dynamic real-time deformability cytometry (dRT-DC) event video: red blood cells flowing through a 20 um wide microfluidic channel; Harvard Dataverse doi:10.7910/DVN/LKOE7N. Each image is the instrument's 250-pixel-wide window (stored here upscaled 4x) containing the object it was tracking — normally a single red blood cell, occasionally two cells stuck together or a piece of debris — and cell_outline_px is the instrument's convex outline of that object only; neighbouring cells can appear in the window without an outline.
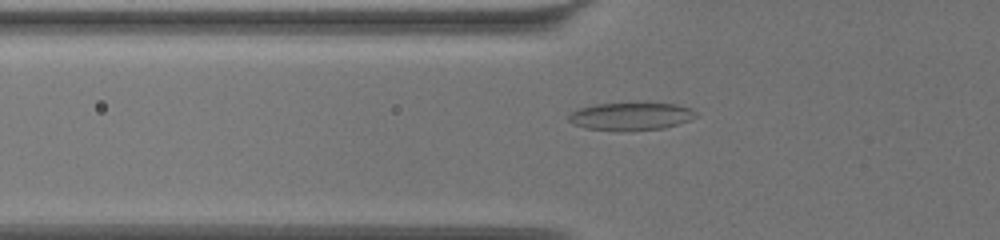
{"species": "common noctule bat (a hibernating species)", "species_latin": "Nyctalus noctula", "temperature_condition": "warm", "stored_images_in_passage": 44, "camera_frame_rate_fps": 3000, "um_per_image_px": 0.085, "animal": {"sex": "female", "body_mass_g": 19.5, "forearm_length_mm": 54.1}, "frame": {"image": 1, "passage_image": 4, "time_ms": 1.0, "image_size_px": [1000, 240], "cell_outline_px": [[696, 116], [688, 120], [664, 128], [584, 128], [572, 124], [568, 120], [568, 116], [572, 112], [580, 108], [596, 104], [676, 104], [692, 108], [696, 112]], "centroid_in_image_um": [53.62, 9.85], "position_along_channel_um": 72.2, "area_um2": 19.31}}
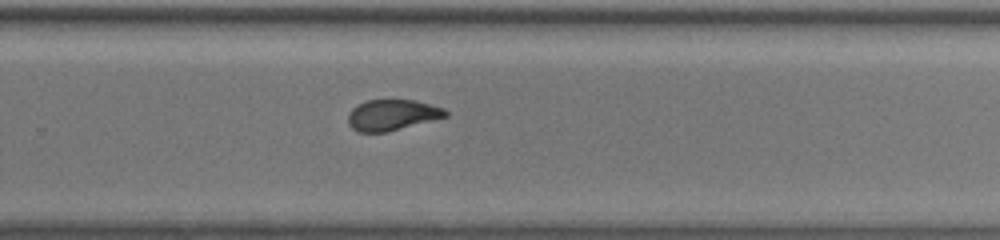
{"frame": {"image": 2, "passage_image": 24, "time_ms": 7.667, "image_size_px": [1000, 240], "cell_outline_px": [[448, 116], [388, 132], [360, 132], [352, 128], [348, 124], [348, 112], [356, 104], [368, 100], [416, 100], [444, 108], [448, 112]], "centroid_in_image_um": [33.32, 9.77], "position_along_channel_um": 296.5, "area_um2": 17.63}}
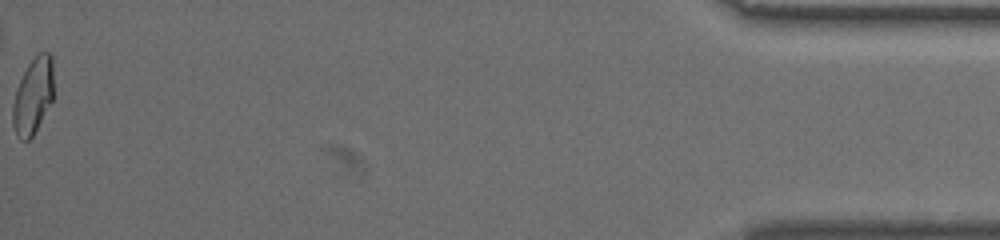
{"frame": {"image": 3, "passage_image": 44, "time_ms": 14.333, "image_size_px": [1000, 240], "cell_outline_px": [[52, 100], [32, 136], [28, 140], [20, 140], [16, 136], [12, 124], [12, 108], [16, 92], [20, 80], [28, 64], [40, 52], [48, 52], [52, 56]], "centroid_in_image_um": [2.78, 8.17], "position_along_channel_um": 432.4, "area_um2": 17.74}, "authors_computed_cell_mechanics": {"area_um2": 18.5249, "velocity_mm_per_s": 3.3725, "shape_relaxation_time_tau1_ms": null, "shape_relaxation_time_tau2_ms": 1.1475, "deformation_change_tau1": null, "deformation_change_tau2": 0.0728}}